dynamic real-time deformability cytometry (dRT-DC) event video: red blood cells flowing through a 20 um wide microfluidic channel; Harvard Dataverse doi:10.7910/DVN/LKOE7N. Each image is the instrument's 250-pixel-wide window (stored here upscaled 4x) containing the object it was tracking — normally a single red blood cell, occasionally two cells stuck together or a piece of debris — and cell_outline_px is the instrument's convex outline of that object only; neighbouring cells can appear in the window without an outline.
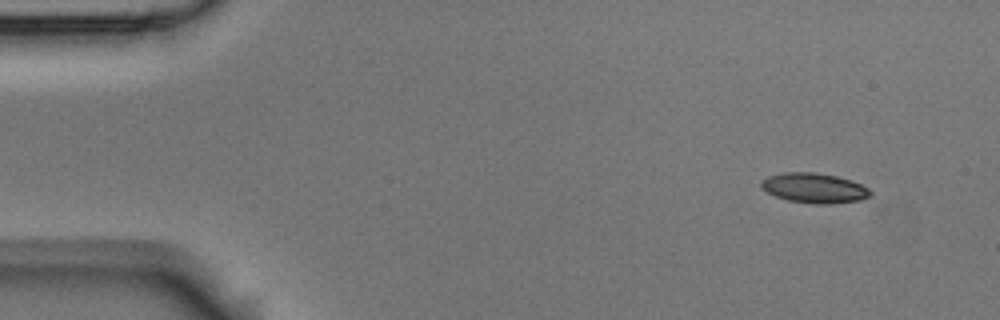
{"species": "Egyptian fruit bat (a non-hibernating species)", "species_latin": "Rousettus aegyptiacus", "temperature_condition": "room temperature", "stored_images_in_passage": 4, "camera_frame_rate_fps": 3000, "um_per_image_px": 0.085, "animal": {"sex": "male"}, "frame": {"image": 1, "passage_image": 1, "time_ms": 0.0, "image_size_px": [1000, 320], "cell_outline_px": [[872, 196], [860, 200], [832, 204], [816, 204], [788, 200], [776, 196], [760, 188], [760, 180], [768, 176], [784, 172], [816, 172], [836, 176], [860, 184], [868, 188], [872, 192]], "centroid_in_image_um": [69.19, 15.98], "position_along_channel_um": 15.8, "area_um2": 19.07}}
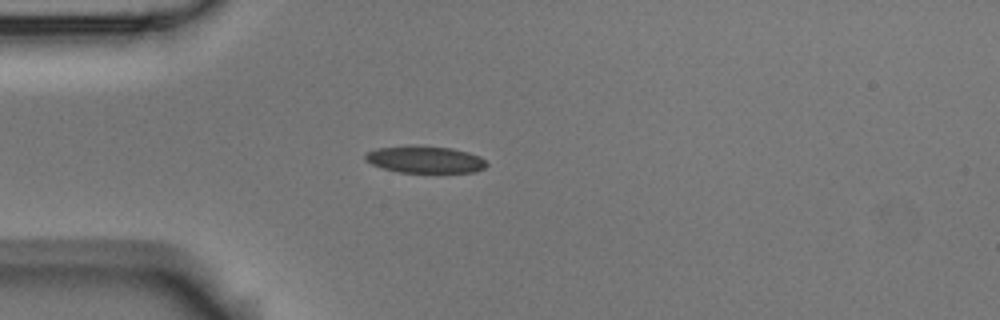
{"frame": {"image": 2, "passage_image": 4, "time_ms": 1.0, "image_size_px": [1000, 320], "cell_outline_px": [[488, 164], [484, 168], [476, 172], [400, 172], [384, 168], [372, 164], [364, 160], [364, 156], [368, 152], [376, 148], [408, 144], [452, 148], [468, 152], [480, 156]], "centroid_in_image_um": [36.11, 13.54], "position_along_channel_um": 48.9, "area_um2": 19.25}}